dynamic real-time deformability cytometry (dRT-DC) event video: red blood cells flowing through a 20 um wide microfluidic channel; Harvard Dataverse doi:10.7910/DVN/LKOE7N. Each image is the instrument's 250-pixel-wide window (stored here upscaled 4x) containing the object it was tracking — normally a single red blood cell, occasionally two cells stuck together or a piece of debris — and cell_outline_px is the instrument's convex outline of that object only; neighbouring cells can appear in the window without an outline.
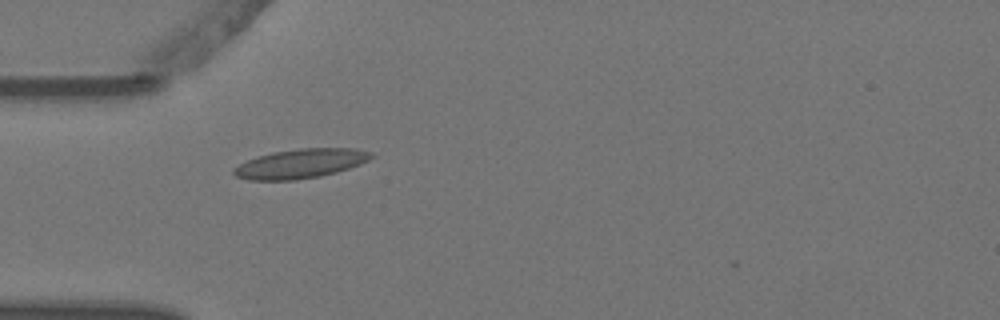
{"species": "Egyptian fruit bat (a non-hibernating species)", "species_latin": "Rousettus aegyptiacus", "temperature_condition": "warm", "stored_images_in_passage": 5, "camera_frame_rate_fps": 3000, "um_per_image_px": 0.085, "animal": {"sex": "female"}, "frame": {"image": 1, "passage_image": 5, "time_ms": 1.333, "image_size_px": [1000, 320], "cell_outline_px": [[376, 156], [360, 164], [336, 172], [320, 176], [296, 180], [248, 180], [236, 176], [232, 172], [232, 168], [256, 156], [272, 152], [300, 148], [356, 148], [372, 152]], "centroid_in_image_um": [25.55, 13.9], "position_along_channel_um": 59.4, "area_um2": 23.58}}